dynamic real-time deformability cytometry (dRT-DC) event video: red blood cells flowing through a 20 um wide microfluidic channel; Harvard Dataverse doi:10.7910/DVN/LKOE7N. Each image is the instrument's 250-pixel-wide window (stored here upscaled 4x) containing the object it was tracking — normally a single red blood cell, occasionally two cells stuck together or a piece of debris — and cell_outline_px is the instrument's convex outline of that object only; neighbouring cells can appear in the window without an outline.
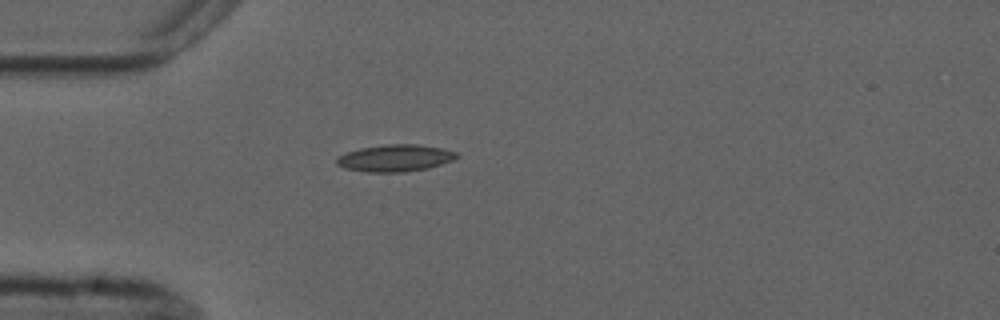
{"species": "common noctule bat (a hibernating species)", "species_latin": "Nyctalus noctula", "temperature_condition": "cold", "stored_images_in_passage": 2, "camera_frame_rate_fps": 3000, "um_per_image_px": 0.085, "animal": {"sex": "male", "forearm_length_mm": 52.5}, "frame": {"image": 1, "passage_image": 1, "time_ms": 0.0, "image_size_px": [1000, 320], "cell_outline_px": [[460, 156], [452, 160], [428, 168], [404, 172], [368, 172], [344, 168], [336, 164], [336, 160], [340, 156], [348, 152], [360, 148], [384, 144], [416, 144], [440, 148], [456, 152]], "centroid_in_image_um": [33.58, 13.43], "position_along_channel_um": 51.4, "area_um2": 18.67}}